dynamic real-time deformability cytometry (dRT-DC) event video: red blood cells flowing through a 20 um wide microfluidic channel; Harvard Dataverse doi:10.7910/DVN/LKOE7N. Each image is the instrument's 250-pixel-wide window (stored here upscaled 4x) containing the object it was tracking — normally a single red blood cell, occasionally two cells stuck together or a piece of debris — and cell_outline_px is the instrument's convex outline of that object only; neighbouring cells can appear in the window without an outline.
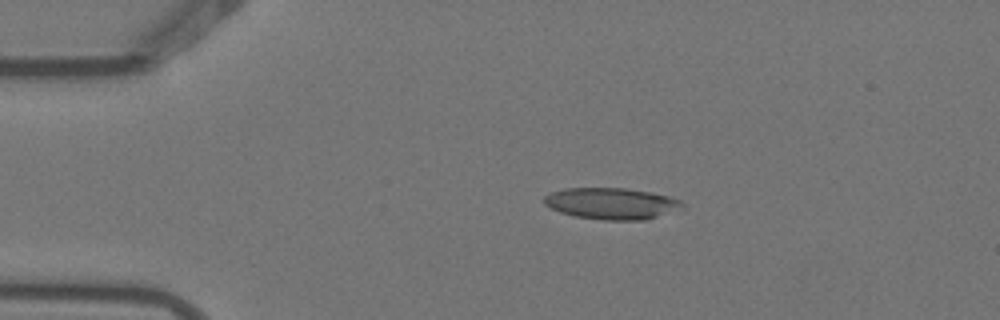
{"species": "Egyptian fruit bat (a non-hibernating species)", "species_latin": "Rousettus aegyptiacus", "temperature_condition": "warm", "stored_images_in_passage": 5, "camera_frame_rate_fps": 3000, "um_per_image_px": 0.085, "animal": {"sex": "female"}, "frame": {"image": 1, "passage_image": 4, "time_ms": 1.0, "image_size_px": [1000, 320], "cell_outline_px": [[684, 212], [644, 220], [604, 220], [576, 216], [560, 212], [544, 204], [544, 196], [552, 192], [564, 188], [624, 188], [652, 192], [668, 196], [680, 200], [684, 204]], "centroid_in_image_um": [52.11, 17.31], "position_along_channel_um": 32.9, "area_um2": 25.84}}